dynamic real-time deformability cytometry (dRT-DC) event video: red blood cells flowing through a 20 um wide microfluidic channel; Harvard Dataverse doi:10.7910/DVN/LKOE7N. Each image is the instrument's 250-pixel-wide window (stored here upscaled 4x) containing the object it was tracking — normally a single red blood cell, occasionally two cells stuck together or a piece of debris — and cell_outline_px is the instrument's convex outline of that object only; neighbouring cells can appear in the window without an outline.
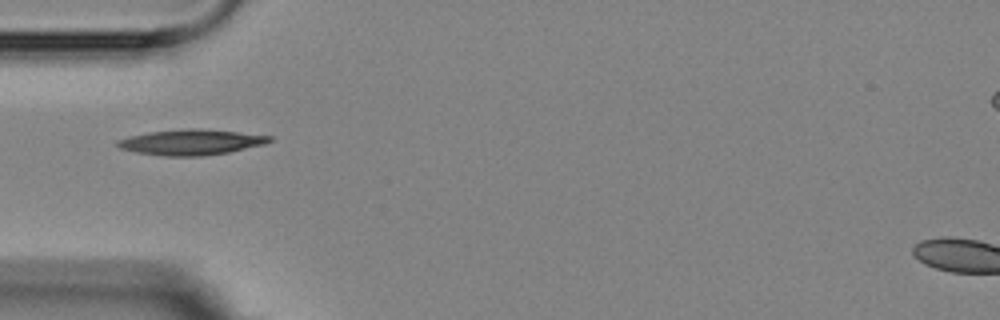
{"species": "Egyptian fruit bat (a non-hibernating species)", "species_latin": "Rousettus aegyptiacus", "temperature_condition": "room temperature", "stored_images_in_passage": 12, "camera_frame_rate_fps": 3000, "um_per_image_px": 0.085, "animal": {"sex": "female"}, "frame": {"image": 1, "passage_image": 1, "time_ms": 0.0, "image_size_px": [1000, 320], "cell_outline_px": [[272, 140], [264, 144], [228, 152], [200, 156], [168, 156], [136, 152], [120, 148], [116, 144], [116, 140], [148, 132], [184, 128], [200, 128], [272, 136]], "centroid_in_image_um": [16.23, 12.07], "position_along_channel_um": 68.8, "area_um2": 22.37}}
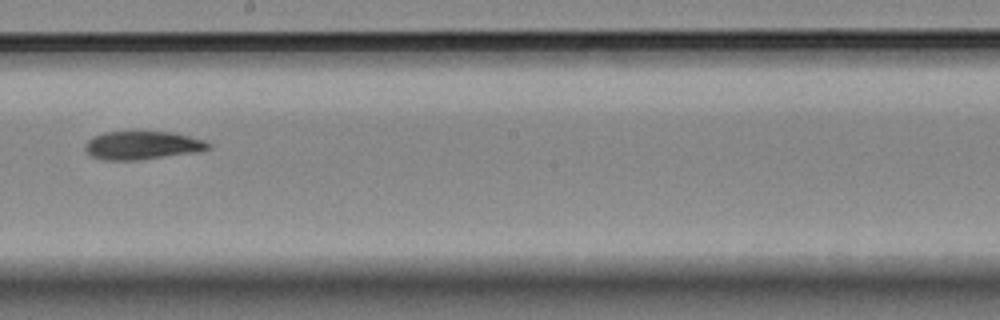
{"frame": {"image": 2, "passage_image": 5, "time_ms": 4.667, "image_size_px": [1000, 320], "cell_outline_px": [[212, 148], [200, 152], [136, 160], [104, 160], [92, 156], [84, 148], [84, 144], [92, 136], [104, 132], [172, 132], [204, 140], [212, 144]], "centroid_in_image_um": [12.12, 12.36], "position_along_channel_um": 236.1, "area_um2": 20.4}}
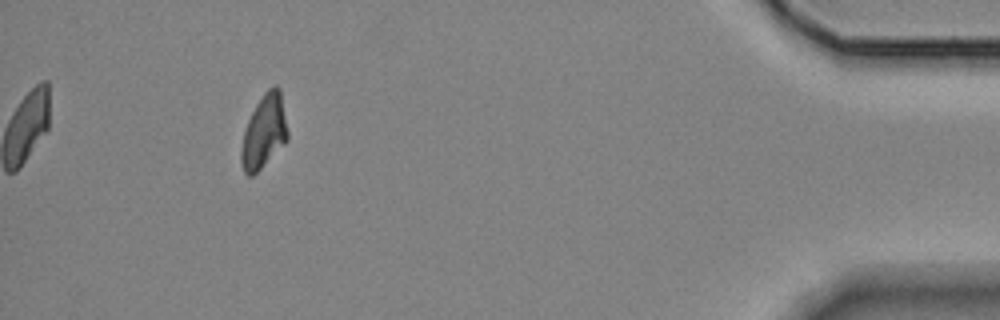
{"frame": {"image": 3, "passage_image": 11, "time_ms": 11.333, "image_size_px": [1000, 320], "cell_outline_px": [[288, 140], [252, 176], [248, 176], [244, 172], [240, 164], [240, 148], [244, 132], [248, 120], [256, 104], [264, 92], [268, 88], [276, 84], [280, 88], [288, 132]], "centroid_in_image_um": [22.43, 11.18], "position_along_channel_um": 412.8, "area_um2": 19.83}, "authors_computed_cell_mechanics": {"area_um2": 20.4612, "velocity_mm_per_s": 3.5856, "shape_relaxation_time_tau1_ms": null, "shape_relaxation_time_tau2_ms": 3.5897, "deformation_change_tau1": null, "deformation_change_tau2": 0.0827}}